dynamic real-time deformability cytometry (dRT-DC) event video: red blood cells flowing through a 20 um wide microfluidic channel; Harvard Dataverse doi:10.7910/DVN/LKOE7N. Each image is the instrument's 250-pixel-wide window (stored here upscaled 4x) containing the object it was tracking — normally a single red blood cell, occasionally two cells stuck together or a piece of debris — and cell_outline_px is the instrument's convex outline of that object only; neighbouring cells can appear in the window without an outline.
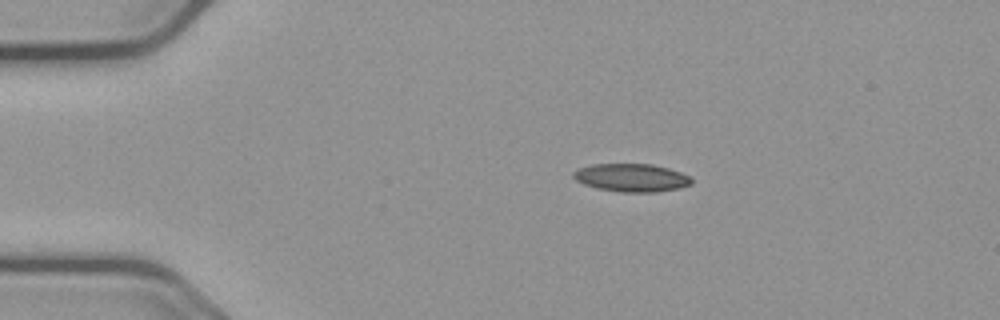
{"species": "common noctule bat (a hibernating species)", "species_latin": "Nyctalus noctula", "temperature_condition": "cold", "stored_images_in_passage": 46, "camera_frame_rate_fps": 3000, "um_per_image_px": 0.085, "animal": {"sex": "male", "body_mass_g": 23.1, "forearm_length_mm": 52.7}, "frame": {"image": 1, "passage_image": 1, "time_ms": 0.0, "image_size_px": [1000, 320], "cell_outline_px": [[692, 184], [680, 188], [656, 192], [620, 192], [596, 188], [584, 184], [576, 180], [572, 176], [572, 172], [580, 168], [592, 164], [652, 164], [668, 168], [692, 176]], "centroid_in_image_um": [53.7, 15.1], "position_along_channel_um": 31.3, "area_um2": 19.42}}
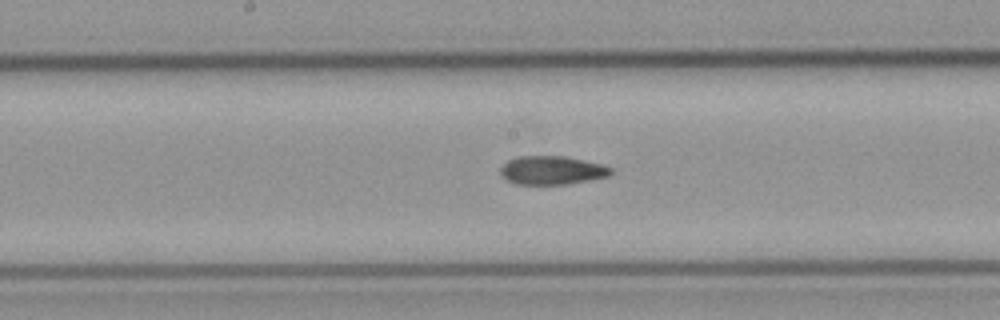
{"frame": {"image": 2, "passage_image": 19, "time_ms": 6.0, "image_size_px": [1000, 320], "cell_outline_px": [[612, 172], [608, 176], [568, 184], [516, 184], [504, 180], [500, 176], [500, 168], [508, 160], [520, 156], [564, 156], [584, 160], [600, 164], [612, 168]], "centroid_in_image_um": [46.86, 14.48], "position_along_channel_um": 201.3, "area_um2": 18.38}}
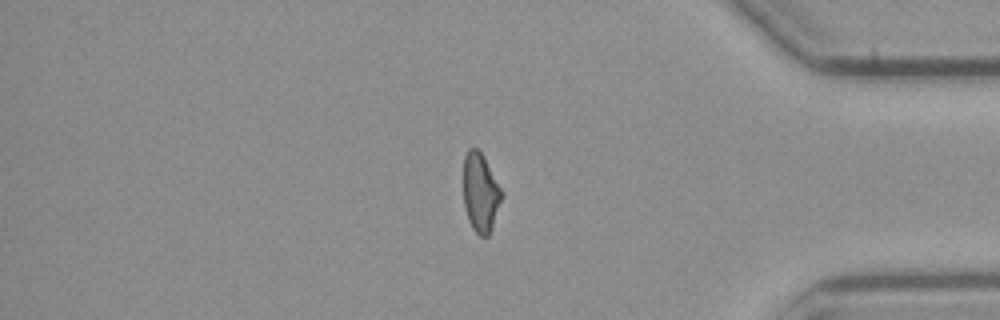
{"frame": {"image": 3, "passage_image": 37, "time_ms": 12.0, "image_size_px": [1000, 320], "cell_outline_px": [[500, 200], [492, 228], [488, 236], [480, 236], [472, 228], [468, 220], [464, 208], [464, 156], [468, 148], [476, 148], [480, 152], [500, 188]], "centroid_in_image_um": [40.79, 16.4], "position_along_channel_um": 394.4, "area_um2": 16.94}, "authors_computed_cell_mechanics": {"area_um2": 18.6983, "velocity_mm_per_s": 3.6849, "shape_relaxation_time_tau1_ms": null, "shape_relaxation_time_tau2_ms": 3.4475, "deformation_change_tau1": null, "deformation_change_tau2": 0.1102}}